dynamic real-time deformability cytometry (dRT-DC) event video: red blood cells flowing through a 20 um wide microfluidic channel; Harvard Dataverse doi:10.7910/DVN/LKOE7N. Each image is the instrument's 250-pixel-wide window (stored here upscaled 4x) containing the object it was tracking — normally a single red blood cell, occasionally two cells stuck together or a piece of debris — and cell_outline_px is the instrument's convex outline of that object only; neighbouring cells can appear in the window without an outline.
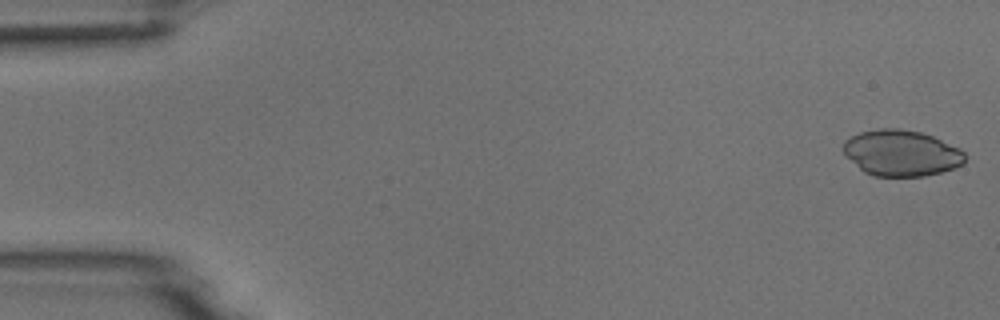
{"species": "common noctule bat (a hibernating species)", "species_latin": "Nyctalus noctula", "temperature_condition": "room temperature", "stored_images_in_passage": 52, "camera_frame_rate_fps": 3000, "um_per_image_px": 0.085, "animal": {"sex": "male", "body_mass_g": 18.8}, "frame": {"image": 1, "passage_image": 1, "time_ms": 0.0, "image_size_px": [1000, 320], "cell_outline_px": [[964, 164], [940, 172], [924, 176], [872, 176], [864, 172], [840, 148], [844, 140], [860, 132], [880, 128], [900, 128], [920, 132], [932, 136], [960, 148], [964, 152]], "centroid_in_image_um": [76.6, 13.0], "position_along_channel_um": 8.4, "area_um2": 32.54}}